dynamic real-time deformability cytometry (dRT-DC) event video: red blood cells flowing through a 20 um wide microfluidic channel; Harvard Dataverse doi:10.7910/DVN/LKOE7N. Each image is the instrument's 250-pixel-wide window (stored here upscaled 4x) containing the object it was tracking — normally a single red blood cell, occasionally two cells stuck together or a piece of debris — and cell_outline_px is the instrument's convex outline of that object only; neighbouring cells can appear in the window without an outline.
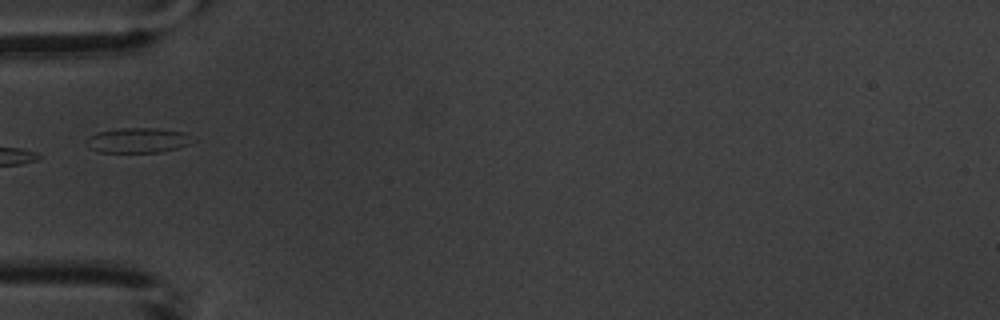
{"species": "common noctule bat (a hibernating species)", "species_latin": "Nyctalus noctula", "temperature_condition": "warm", "stored_images_in_passage": 2, "camera_frame_rate_fps": 3000, "um_per_image_px": 0.085, "animal": {"sex": "male", "body_mass_g": 20.1, "forearm_length_mm": 53.5}, "frame": {"image": 1, "passage_image": 2, "time_ms": 1.0, "image_size_px": [1000, 320], "cell_outline_px": [[196, 140], [188, 144], [176, 148], [160, 152], [100, 152], [84, 144], [84, 140], [88, 136], [96, 132], [120, 128], [156, 128], [184, 132]], "centroid_in_image_um": [11.68, 11.92], "position_along_channel_um": 73.3, "area_um2": 15.55}}